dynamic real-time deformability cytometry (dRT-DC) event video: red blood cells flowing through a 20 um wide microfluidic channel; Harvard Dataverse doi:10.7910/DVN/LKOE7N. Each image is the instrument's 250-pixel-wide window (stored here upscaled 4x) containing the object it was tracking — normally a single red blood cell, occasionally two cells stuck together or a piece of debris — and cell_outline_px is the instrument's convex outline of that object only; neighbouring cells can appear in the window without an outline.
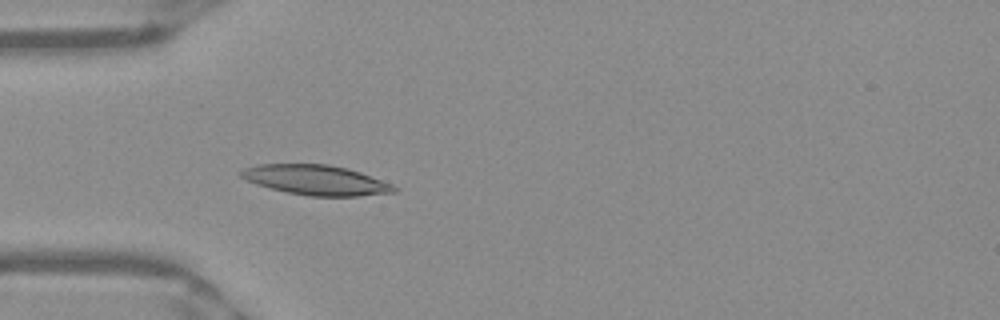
{"species": "Egyptian fruit bat (a non-hibernating species)", "species_latin": "Rousettus aegyptiacus", "temperature_condition": "warm", "stored_images_in_passage": 51, "camera_frame_rate_fps": 3000, "um_per_image_px": 0.085, "frame": {"image": 1, "passage_image": 15, "time_ms": 4.667, "image_size_px": [1000, 320], "cell_outline_px": [[400, 188], [396, 192], [360, 196], [308, 196], [288, 192], [256, 184], [240, 176], [240, 172], [244, 168], [260, 164], [328, 164], [348, 168], [360, 172], [392, 184]], "centroid_in_image_um": [26.91, 15.3], "position_along_channel_um": 58.1, "area_um2": 26.59}}
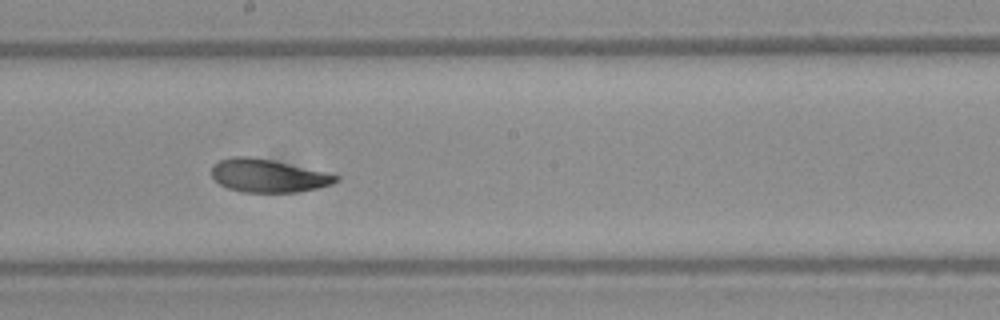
{"frame": {"image": 2, "passage_image": 28, "time_ms": 9.0, "image_size_px": [1000, 320], "cell_outline_px": [[340, 180], [332, 184], [320, 188], [296, 192], [240, 192], [228, 188], [220, 184], [212, 176], [212, 164], [220, 160], [232, 156], [248, 156], [272, 160], [324, 172], [340, 176]], "centroid_in_image_um": [22.78, 14.94], "position_along_channel_um": 225.4, "area_um2": 23.93}}
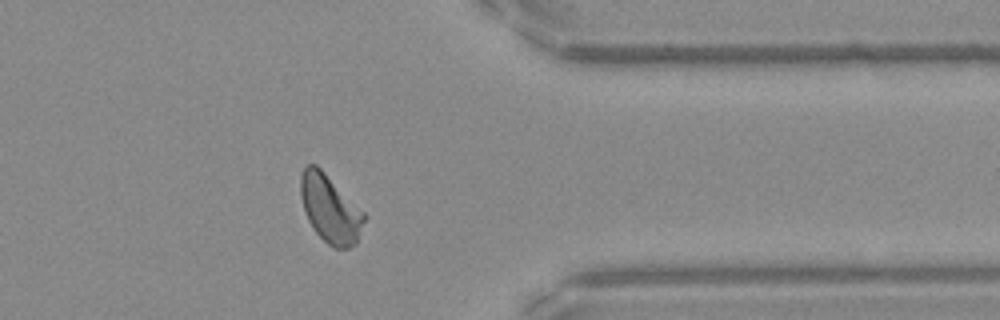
{"frame": {"image": 3, "passage_image": 41, "time_ms": 13.333, "image_size_px": [1000, 320], "cell_outline_px": [[364, 220], [356, 244], [348, 248], [332, 248], [312, 228], [304, 212], [300, 196], [300, 176], [304, 164], [316, 164], [364, 212]], "centroid_in_image_um": [28.02, 17.74], "position_along_channel_um": 383.4, "area_um2": 24.97}, "authors_computed_cell_mechanics": {"area_um2": 24.6806, "velocity_mm_per_s": 3.936, "shape_relaxation_time_tau1_ms": 3.3848, "shape_relaxation_time_tau2_ms": 2.0884, "deformation_change_tau1": 0.1328, "deformation_change_tau2": 0.0823}}